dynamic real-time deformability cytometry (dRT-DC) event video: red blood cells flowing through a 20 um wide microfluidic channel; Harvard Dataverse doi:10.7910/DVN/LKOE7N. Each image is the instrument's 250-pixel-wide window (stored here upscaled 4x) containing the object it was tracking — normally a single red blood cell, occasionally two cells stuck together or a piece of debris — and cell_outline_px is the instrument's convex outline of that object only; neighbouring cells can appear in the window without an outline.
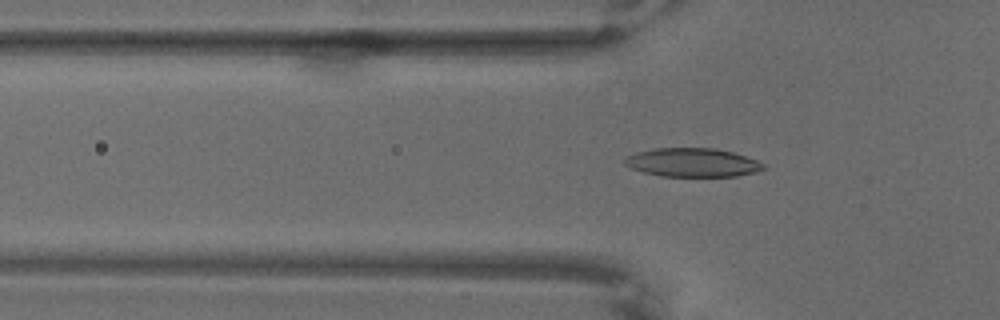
{"species": "common noctule bat (a hibernating species)", "species_latin": "Nyctalus noctula", "temperature_condition": "warm", "stored_images_in_passage": 66, "camera_frame_rate_fps": 3000, "um_per_image_px": 0.085, "animal": {"sex": "male", "body_mass_g": 18.8}, "frame": {"image": 1, "passage_image": 22, "time_ms": 7.0, "image_size_px": [1000, 320], "cell_outline_px": [[764, 168], [756, 172], [736, 176], [660, 176], [644, 172], [632, 168], [624, 164], [624, 156], [636, 152], [652, 148], [716, 148], [732, 152], [756, 160], [764, 164]], "centroid_in_image_um": [58.81, 13.8], "position_along_channel_um": 67.0, "area_um2": 23.18}}
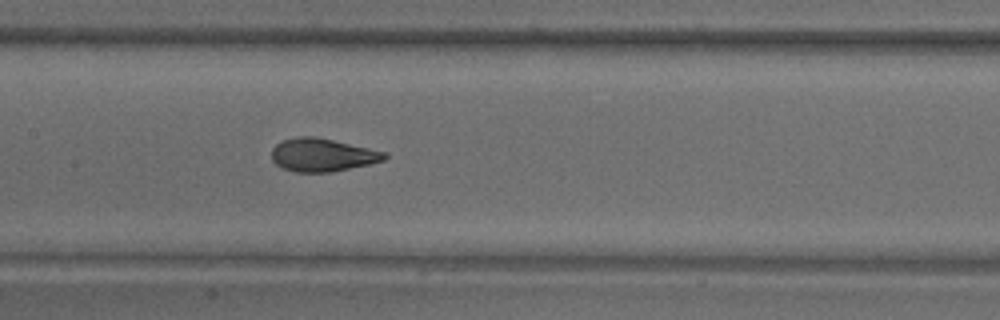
{"frame": {"image": 2, "passage_image": 33, "time_ms": 10.667, "image_size_px": [1000, 320], "cell_outline_px": [[388, 156], [384, 160], [372, 164], [332, 172], [296, 172], [280, 168], [272, 160], [272, 148], [276, 144], [284, 140], [296, 136], [312, 136], [332, 140], [388, 152]], "centroid_in_image_um": [27.41, 13.18], "position_along_channel_um": 180.0, "area_um2": 21.91}}
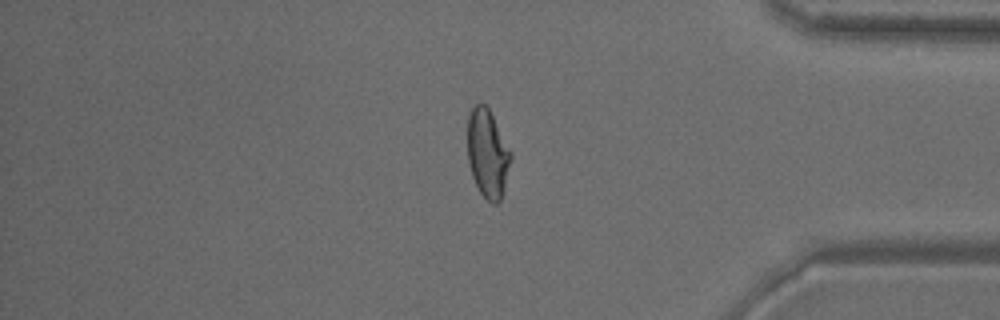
{"frame": {"image": 3, "passage_image": 56, "time_ms": 18.333, "image_size_px": [1000, 320], "cell_outline_px": [[512, 160], [504, 188], [500, 200], [496, 204], [492, 204], [480, 192], [472, 176], [468, 160], [468, 112], [476, 104], [484, 104], [488, 108], [512, 152]], "centroid_in_image_um": [41.45, 13.05], "position_along_channel_um": 393.7, "area_um2": 22.2}}